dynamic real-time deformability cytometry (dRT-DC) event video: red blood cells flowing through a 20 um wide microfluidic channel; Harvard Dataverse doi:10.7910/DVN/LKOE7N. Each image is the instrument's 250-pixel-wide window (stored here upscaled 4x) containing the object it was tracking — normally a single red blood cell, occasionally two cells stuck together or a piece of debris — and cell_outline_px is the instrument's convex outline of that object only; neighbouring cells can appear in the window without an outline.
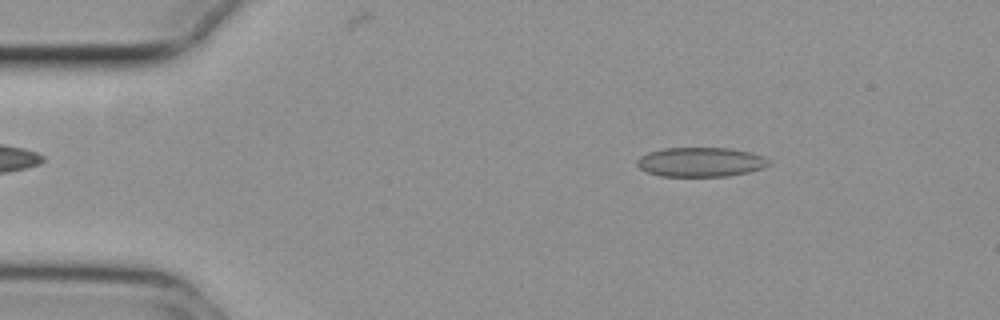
{"species": "common noctule bat (a hibernating species)", "species_latin": "Nyctalus noctula", "temperature_condition": "cold", "stored_images_in_passage": 52, "camera_frame_rate_fps": 3000, "um_per_image_px": 0.085, "animal": {"sex": "female", "body_mass_g": 29.2, "forearm_length_mm": 56.3}, "frame": {"image": 1, "passage_image": 6, "time_ms": 1.667, "image_size_px": [1000, 320], "cell_outline_px": [[772, 164], [764, 168], [748, 172], [728, 176], [660, 176], [648, 172], [640, 168], [636, 164], [636, 160], [640, 156], [648, 152], [664, 148], [732, 148], [752, 152], [764, 156]], "centroid_in_image_um": [59.58, 13.77], "position_along_channel_um": 25.4, "area_um2": 22.77}}
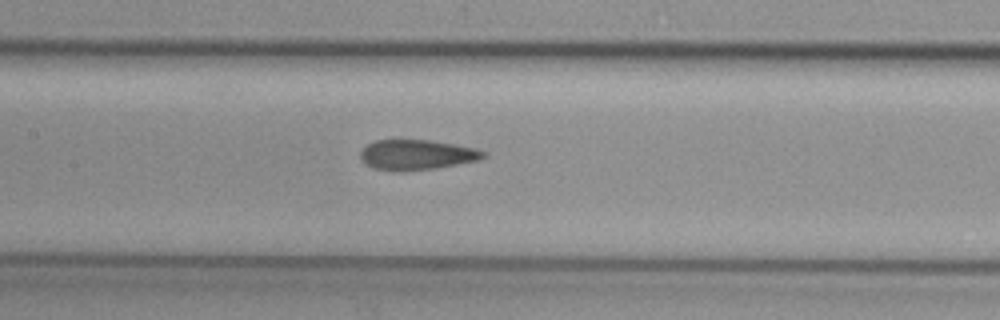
{"frame": {"image": 2, "passage_image": 23, "time_ms": 7.333, "image_size_px": [1000, 320], "cell_outline_px": [[484, 156], [476, 160], [436, 168], [404, 172], [392, 172], [372, 168], [364, 164], [360, 160], [360, 152], [368, 144], [376, 140], [428, 140], [452, 144], [472, 148], [484, 152]], "centroid_in_image_um": [35.3, 13.18], "position_along_channel_um": 172.1, "area_um2": 21.5}}
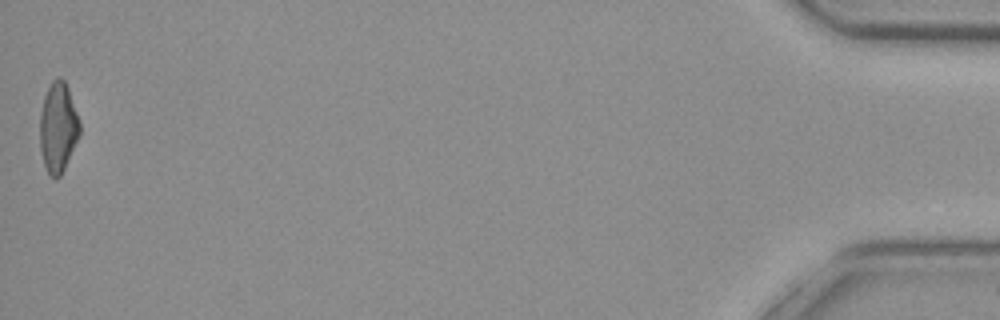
{"frame": {"image": 3, "passage_image": 52, "time_ms": 17.0, "image_size_px": [1000, 320], "cell_outline_px": [[80, 132], [64, 168], [60, 176], [56, 180], [48, 172], [44, 164], [40, 148], [40, 112], [44, 96], [52, 80], [60, 76], [64, 80], [68, 88], [80, 124]], "centroid_in_image_um": [4.91, 10.81], "position_along_channel_um": 430.3, "area_um2": 20.52}, "authors_computed_cell_mechanics": {"area_um2": 21.964, "velocity_mm_per_s": 3.7443, "shape_relaxation_time_tau1_ms": null, "shape_relaxation_time_tau2_ms": 2.3046, "deformation_change_tau1": null, "deformation_change_tau2": 0.0815}}